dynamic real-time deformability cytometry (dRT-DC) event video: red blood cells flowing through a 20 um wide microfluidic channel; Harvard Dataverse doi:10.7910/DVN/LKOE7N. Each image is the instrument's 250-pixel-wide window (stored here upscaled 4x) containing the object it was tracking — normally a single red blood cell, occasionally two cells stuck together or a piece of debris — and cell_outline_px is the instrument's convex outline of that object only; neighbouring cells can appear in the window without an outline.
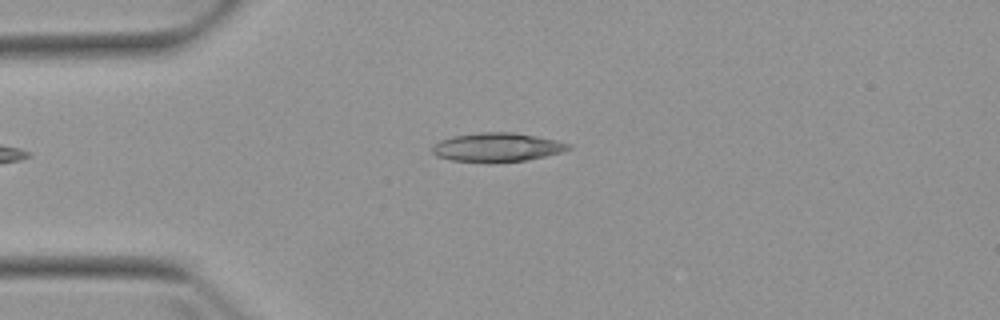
{"species": "Egyptian fruit bat (a non-hibernating species)", "species_latin": "Rousettus aegyptiacus", "temperature_condition": "warm", "stored_images_in_passage": 3, "camera_frame_rate_fps": 3000, "um_per_image_px": 0.085, "animal": {"sex": "female"}, "frame": {"image": 1, "passage_image": 1, "time_ms": 0.0, "image_size_px": [1000, 320], "cell_outline_px": [[572, 148], [560, 152], [528, 160], [452, 160], [436, 156], [432, 152], [432, 144], [440, 140], [452, 136], [480, 132], [512, 132], [536, 136], [556, 140], [572, 144]], "centroid_in_image_um": [42.25, 12.48], "position_along_channel_um": 42.7, "area_um2": 22.25}}
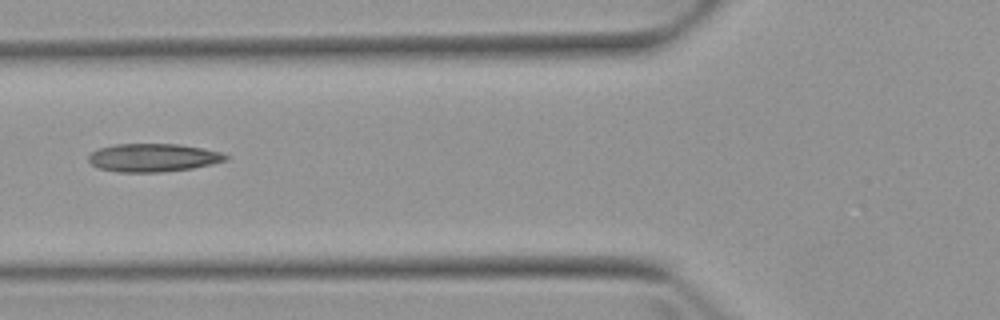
{"frame": {"image": 2, "passage_image": 3, "time_ms": 2.333, "image_size_px": [1000, 320], "cell_outline_px": [[228, 160], [212, 164], [192, 168], [160, 172], [120, 172], [100, 168], [92, 164], [88, 160], [88, 156], [92, 152], [100, 148], [116, 144], [176, 144], [200, 148], [220, 152], [228, 156]], "centroid_in_image_um": [13.02, 13.4], "position_along_channel_um": 112.8, "area_um2": 22.25}}